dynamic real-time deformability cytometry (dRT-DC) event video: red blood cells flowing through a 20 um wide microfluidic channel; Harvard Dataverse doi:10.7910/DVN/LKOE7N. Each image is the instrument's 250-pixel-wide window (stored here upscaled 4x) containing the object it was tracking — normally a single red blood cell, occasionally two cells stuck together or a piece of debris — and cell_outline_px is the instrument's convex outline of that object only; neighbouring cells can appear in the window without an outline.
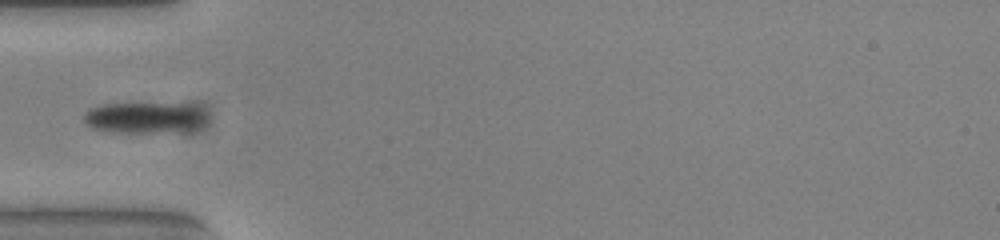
{"species": "common noctule bat (a hibernating species)", "species_latin": "Nyctalus noctula", "temperature_condition": "warm", "stored_images_in_passage": 39, "camera_frame_rate_fps": 3000, "um_per_image_px": 0.085, "animal": {"sex": "female", "body_mass_g": 23.0, "forearm_length_mm": 53.4}, "frame": {"image": 1, "passage_image": 1, "time_ms": 0.0, "image_size_px": [1000, 240], "cell_outline_px": [[204, 124], [200, 128], [156, 132], [108, 132], [92, 128], [84, 120], [84, 116], [88, 108], [104, 104], [188, 104], [204, 112]], "centroid_in_image_um": [12.24, 10.0], "position_along_channel_um": 72.8, "area_um2": 21.85}}
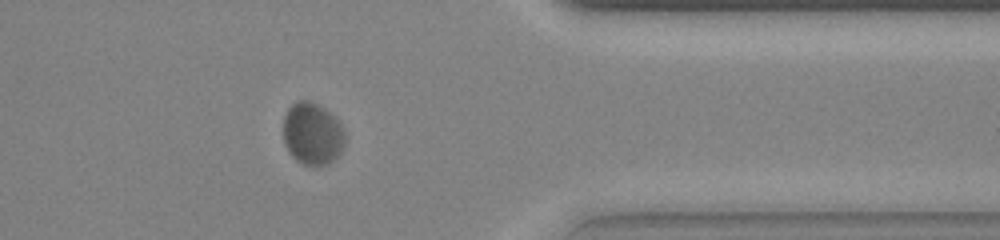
{"frame": {"image": 2, "passage_image": 28, "time_ms": 9.0, "image_size_px": [1000, 240], "cell_outline_px": [[344, 144], [340, 152], [328, 164], [316, 168], [312, 168], [300, 164], [288, 152], [284, 144], [284, 116], [288, 108], [296, 100], [308, 100], [324, 108], [340, 124], [344, 132]], "centroid_in_image_um": [26.52, 11.41], "position_along_channel_um": 384.9, "area_um2": 22.54}}
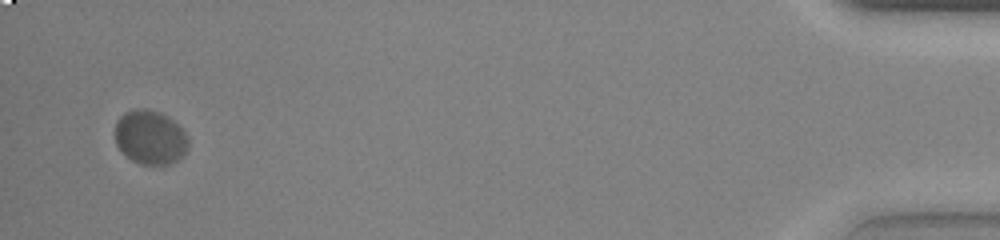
{"frame": {"image": 3, "passage_image": 37, "time_ms": 12.0, "image_size_px": [1000, 240], "cell_outline_px": [[188, 148], [176, 160], [168, 164], [140, 164], [132, 160], [116, 144], [116, 120], [124, 112], [136, 108], [140, 108], [160, 112], [168, 116], [184, 132], [188, 140]], "centroid_in_image_um": [12.75, 11.65], "position_along_channel_um": 422.5, "area_um2": 22.72}}